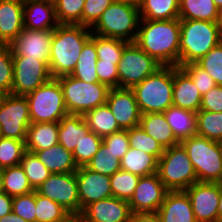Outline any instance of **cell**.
I'll list each match as a JSON object with an SVG mask.
<instances>
[{
    "instance_id": "6da1fadb",
    "label": "cell",
    "mask_w": 222,
    "mask_h": 222,
    "mask_svg": "<svg viewBox=\"0 0 222 222\" xmlns=\"http://www.w3.org/2000/svg\"><path fill=\"white\" fill-rule=\"evenodd\" d=\"M134 43L161 66L179 67L180 19H140Z\"/></svg>"
},
{
    "instance_id": "7a4b0ae2",
    "label": "cell",
    "mask_w": 222,
    "mask_h": 222,
    "mask_svg": "<svg viewBox=\"0 0 222 222\" xmlns=\"http://www.w3.org/2000/svg\"><path fill=\"white\" fill-rule=\"evenodd\" d=\"M89 27L59 24L52 36L49 70L52 78L71 75L85 43L91 38Z\"/></svg>"
},
{
    "instance_id": "3957f363",
    "label": "cell",
    "mask_w": 222,
    "mask_h": 222,
    "mask_svg": "<svg viewBox=\"0 0 222 222\" xmlns=\"http://www.w3.org/2000/svg\"><path fill=\"white\" fill-rule=\"evenodd\" d=\"M222 42V30L216 22L180 20L179 67L197 62Z\"/></svg>"
},
{
    "instance_id": "277c9868",
    "label": "cell",
    "mask_w": 222,
    "mask_h": 222,
    "mask_svg": "<svg viewBox=\"0 0 222 222\" xmlns=\"http://www.w3.org/2000/svg\"><path fill=\"white\" fill-rule=\"evenodd\" d=\"M174 66H162L132 88L141 114L164 112L173 105Z\"/></svg>"
},
{
    "instance_id": "5b68a950",
    "label": "cell",
    "mask_w": 222,
    "mask_h": 222,
    "mask_svg": "<svg viewBox=\"0 0 222 222\" xmlns=\"http://www.w3.org/2000/svg\"><path fill=\"white\" fill-rule=\"evenodd\" d=\"M140 19L138 7L114 0L90 30L99 36L133 43L137 37Z\"/></svg>"
},
{
    "instance_id": "8992f818",
    "label": "cell",
    "mask_w": 222,
    "mask_h": 222,
    "mask_svg": "<svg viewBox=\"0 0 222 222\" xmlns=\"http://www.w3.org/2000/svg\"><path fill=\"white\" fill-rule=\"evenodd\" d=\"M200 182L222 183V143L199 135L181 142Z\"/></svg>"
},
{
    "instance_id": "52a82bcc",
    "label": "cell",
    "mask_w": 222,
    "mask_h": 222,
    "mask_svg": "<svg viewBox=\"0 0 222 222\" xmlns=\"http://www.w3.org/2000/svg\"><path fill=\"white\" fill-rule=\"evenodd\" d=\"M61 85L68 114L85 115L88 111L106 104L109 88L100 83H86L71 75L56 78Z\"/></svg>"
},
{
    "instance_id": "ba28073f",
    "label": "cell",
    "mask_w": 222,
    "mask_h": 222,
    "mask_svg": "<svg viewBox=\"0 0 222 222\" xmlns=\"http://www.w3.org/2000/svg\"><path fill=\"white\" fill-rule=\"evenodd\" d=\"M157 173L169 191L185 190L198 181L187 151L181 143L164 150L158 159Z\"/></svg>"
},
{
    "instance_id": "9c48e42d",
    "label": "cell",
    "mask_w": 222,
    "mask_h": 222,
    "mask_svg": "<svg viewBox=\"0 0 222 222\" xmlns=\"http://www.w3.org/2000/svg\"><path fill=\"white\" fill-rule=\"evenodd\" d=\"M31 123L59 122L68 115L59 81L52 78L25 96Z\"/></svg>"
},
{
    "instance_id": "30bf717a",
    "label": "cell",
    "mask_w": 222,
    "mask_h": 222,
    "mask_svg": "<svg viewBox=\"0 0 222 222\" xmlns=\"http://www.w3.org/2000/svg\"><path fill=\"white\" fill-rule=\"evenodd\" d=\"M118 87L132 89L162 66L134 42L122 52L118 63Z\"/></svg>"
},
{
    "instance_id": "8fae6325",
    "label": "cell",
    "mask_w": 222,
    "mask_h": 222,
    "mask_svg": "<svg viewBox=\"0 0 222 222\" xmlns=\"http://www.w3.org/2000/svg\"><path fill=\"white\" fill-rule=\"evenodd\" d=\"M30 124L27 98L7 94L0 106V136L26 140Z\"/></svg>"
},
{
    "instance_id": "7c38bea8",
    "label": "cell",
    "mask_w": 222,
    "mask_h": 222,
    "mask_svg": "<svg viewBox=\"0 0 222 222\" xmlns=\"http://www.w3.org/2000/svg\"><path fill=\"white\" fill-rule=\"evenodd\" d=\"M35 191L57 202L71 215H80L76 172L51 173Z\"/></svg>"
},
{
    "instance_id": "4fadbf2b",
    "label": "cell",
    "mask_w": 222,
    "mask_h": 222,
    "mask_svg": "<svg viewBox=\"0 0 222 222\" xmlns=\"http://www.w3.org/2000/svg\"><path fill=\"white\" fill-rule=\"evenodd\" d=\"M13 58V83L11 94L26 96L52 79L49 64L35 58Z\"/></svg>"
},
{
    "instance_id": "5bb4252c",
    "label": "cell",
    "mask_w": 222,
    "mask_h": 222,
    "mask_svg": "<svg viewBox=\"0 0 222 222\" xmlns=\"http://www.w3.org/2000/svg\"><path fill=\"white\" fill-rule=\"evenodd\" d=\"M184 191L190 199L197 222H218L221 183L197 181Z\"/></svg>"
},
{
    "instance_id": "9a60e30c",
    "label": "cell",
    "mask_w": 222,
    "mask_h": 222,
    "mask_svg": "<svg viewBox=\"0 0 222 222\" xmlns=\"http://www.w3.org/2000/svg\"><path fill=\"white\" fill-rule=\"evenodd\" d=\"M54 30H29L23 28L10 44L12 57L35 58L49 64Z\"/></svg>"
},
{
    "instance_id": "2e32d148",
    "label": "cell",
    "mask_w": 222,
    "mask_h": 222,
    "mask_svg": "<svg viewBox=\"0 0 222 222\" xmlns=\"http://www.w3.org/2000/svg\"><path fill=\"white\" fill-rule=\"evenodd\" d=\"M169 190L158 173L140 177L133 197L129 201L134 213L157 212Z\"/></svg>"
},
{
    "instance_id": "e0dca14e",
    "label": "cell",
    "mask_w": 222,
    "mask_h": 222,
    "mask_svg": "<svg viewBox=\"0 0 222 222\" xmlns=\"http://www.w3.org/2000/svg\"><path fill=\"white\" fill-rule=\"evenodd\" d=\"M106 104L122 130L140 124L142 114L132 89L120 87L109 89Z\"/></svg>"
},
{
    "instance_id": "ac0fdd59",
    "label": "cell",
    "mask_w": 222,
    "mask_h": 222,
    "mask_svg": "<svg viewBox=\"0 0 222 222\" xmlns=\"http://www.w3.org/2000/svg\"><path fill=\"white\" fill-rule=\"evenodd\" d=\"M76 179L80 200V214L90 203L113 197L110 176L108 175L94 172L84 166L79 167L76 171Z\"/></svg>"
},
{
    "instance_id": "d6986e66",
    "label": "cell",
    "mask_w": 222,
    "mask_h": 222,
    "mask_svg": "<svg viewBox=\"0 0 222 222\" xmlns=\"http://www.w3.org/2000/svg\"><path fill=\"white\" fill-rule=\"evenodd\" d=\"M131 214L129 201L108 197L87 205L80 216L85 222H129Z\"/></svg>"
},
{
    "instance_id": "ffe728a7",
    "label": "cell",
    "mask_w": 222,
    "mask_h": 222,
    "mask_svg": "<svg viewBox=\"0 0 222 222\" xmlns=\"http://www.w3.org/2000/svg\"><path fill=\"white\" fill-rule=\"evenodd\" d=\"M59 25L54 2L24 0L23 26L29 30H54Z\"/></svg>"
},
{
    "instance_id": "44dd1931",
    "label": "cell",
    "mask_w": 222,
    "mask_h": 222,
    "mask_svg": "<svg viewBox=\"0 0 222 222\" xmlns=\"http://www.w3.org/2000/svg\"><path fill=\"white\" fill-rule=\"evenodd\" d=\"M157 214L161 222H197L184 190L168 191Z\"/></svg>"
},
{
    "instance_id": "7402d4cb",
    "label": "cell",
    "mask_w": 222,
    "mask_h": 222,
    "mask_svg": "<svg viewBox=\"0 0 222 222\" xmlns=\"http://www.w3.org/2000/svg\"><path fill=\"white\" fill-rule=\"evenodd\" d=\"M24 0H0V44H10L23 30Z\"/></svg>"
},
{
    "instance_id": "603a6c76",
    "label": "cell",
    "mask_w": 222,
    "mask_h": 222,
    "mask_svg": "<svg viewBox=\"0 0 222 222\" xmlns=\"http://www.w3.org/2000/svg\"><path fill=\"white\" fill-rule=\"evenodd\" d=\"M201 98L191 78L180 67L174 66L173 105L197 113Z\"/></svg>"
},
{
    "instance_id": "cb8c5ba5",
    "label": "cell",
    "mask_w": 222,
    "mask_h": 222,
    "mask_svg": "<svg viewBox=\"0 0 222 222\" xmlns=\"http://www.w3.org/2000/svg\"><path fill=\"white\" fill-rule=\"evenodd\" d=\"M90 131L83 115L68 114L59 121L58 143L73 152L76 145Z\"/></svg>"
},
{
    "instance_id": "d4e9b609",
    "label": "cell",
    "mask_w": 222,
    "mask_h": 222,
    "mask_svg": "<svg viewBox=\"0 0 222 222\" xmlns=\"http://www.w3.org/2000/svg\"><path fill=\"white\" fill-rule=\"evenodd\" d=\"M163 113L175 139L179 143L196 135L197 123L195 112L172 105Z\"/></svg>"
},
{
    "instance_id": "484cf974",
    "label": "cell",
    "mask_w": 222,
    "mask_h": 222,
    "mask_svg": "<svg viewBox=\"0 0 222 222\" xmlns=\"http://www.w3.org/2000/svg\"><path fill=\"white\" fill-rule=\"evenodd\" d=\"M32 153L38 157L51 173H70L78 170L72 152L59 143L45 150Z\"/></svg>"
},
{
    "instance_id": "4316f807",
    "label": "cell",
    "mask_w": 222,
    "mask_h": 222,
    "mask_svg": "<svg viewBox=\"0 0 222 222\" xmlns=\"http://www.w3.org/2000/svg\"><path fill=\"white\" fill-rule=\"evenodd\" d=\"M59 122L31 123L25 141L26 151L45 150L58 144Z\"/></svg>"
},
{
    "instance_id": "83f0119b",
    "label": "cell",
    "mask_w": 222,
    "mask_h": 222,
    "mask_svg": "<svg viewBox=\"0 0 222 222\" xmlns=\"http://www.w3.org/2000/svg\"><path fill=\"white\" fill-rule=\"evenodd\" d=\"M139 125L149 136L158 141L164 149L179 144L163 112L142 114Z\"/></svg>"
},
{
    "instance_id": "f1b7e54d",
    "label": "cell",
    "mask_w": 222,
    "mask_h": 222,
    "mask_svg": "<svg viewBox=\"0 0 222 222\" xmlns=\"http://www.w3.org/2000/svg\"><path fill=\"white\" fill-rule=\"evenodd\" d=\"M121 170L131 172L132 174L148 176L157 173L158 159L145 151L130 147L120 160Z\"/></svg>"
},
{
    "instance_id": "f546056e",
    "label": "cell",
    "mask_w": 222,
    "mask_h": 222,
    "mask_svg": "<svg viewBox=\"0 0 222 222\" xmlns=\"http://www.w3.org/2000/svg\"><path fill=\"white\" fill-rule=\"evenodd\" d=\"M98 55L95 48V34L85 43L71 76L86 83L99 82L96 72Z\"/></svg>"
},
{
    "instance_id": "4dcf8cb0",
    "label": "cell",
    "mask_w": 222,
    "mask_h": 222,
    "mask_svg": "<svg viewBox=\"0 0 222 222\" xmlns=\"http://www.w3.org/2000/svg\"><path fill=\"white\" fill-rule=\"evenodd\" d=\"M84 119L90 130L101 138L122 130L107 104L88 111Z\"/></svg>"
},
{
    "instance_id": "1f68e13d",
    "label": "cell",
    "mask_w": 222,
    "mask_h": 222,
    "mask_svg": "<svg viewBox=\"0 0 222 222\" xmlns=\"http://www.w3.org/2000/svg\"><path fill=\"white\" fill-rule=\"evenodd\" d=\"M218 8L213 0H179L180 20L216 22Z\"/></svg>"
},
{
    "instance_id": "d6a6232c",
    "label": "cell",
    "mask_w": 222,
    "mask_h": 222,
    "mask_svg": "<svg viewBox=\"0 0 222 222\" xmlns=\"http://www.w3.org/2000/svg\"><path fill=\"white\" fill-rule=\"evenodd\" d=\"M138 8L141 19H179V0H143Z\"/></svg>"
},
{
    "instance_id": "836d02e7",
    "label": "cell",
    "mask_w": 222,
    "mask_h": 222,
    "mask_svg": "<svg viewBox=\"0 0 222 222\" xmlns=\"http://www.w3.org/2000/svg\"><path fill=\"white\" fill-rule=\"evenodd\" d=\"M3 192L11 197L33 192L27 176L20 165L0 170Z\"/></svg>"
},
{
    "instance_id": "e575fe53",
    "label": "cell",
    "mask_w": 222,
    "mask_h": 222,
    "mask_svg": "<svg viewBox=\"0 0 222 222\" xmlns=\"http://www.w3.org/2000/svg\"><path fill=\"white\" fill-rule=\"evenodd\" d=\"M196 135L222 143V112L199 110L196 113Z\"/></svg>"
},
{
    "instance_id": "d590c367",
    "label": "cell",
    "mask_w": 222,
    "mask_h": 222,
    "mask_svg": "<svg viewBox=\"0 0 222 222\" xmlns=\"http://www.w3.org/2000/svg\"><path fill=\"white\" fill-rule=\"evenodd\" d=\"M36 222H64L71 214L57 202L36 192Z\"/></svg>"
},
{
    "instance_id": "8d00e7d4",
    "label": "cell",
    "mask_w": 222,
    "mask_h": 222,
    "mask_svg": "<svg viewBox=\"0 0 222 222\" xmlns=\"http://www.w3.org/2000/svg\"><path fill=\"white\" fill-rule=\"evenodd\" d=\"M86 167L94 172L112 176L121 169L120 159L103 142Z\"/></svg>"
},
{
    "instance_id": "74e56055",
    "label": "cell",
    "mask_w": 222,
    "mask_h": 222,
    "mask_svg": "<svg viewBox=\"0 0 222 222\" xmlns=\"http://www.w3.org/2000/svg\"><path fill=\"white\" fill-rule=\"evenodd\" d=\"M25 141L0 136V170L20 165L26 152Z\"/></svg>"
},
{
    "instance_id": "f35d334b",
    "label": "cell",
    "mask_w": 222,
    "mask_h": 222,
    "mask_svg": "<svg viewBox=\"0 0 222 222\" xmlns=\"http://www.w3.org/2000/svg\"><path fill=\"white\" fill-rule=\"evenodd\" d=\"M20 166L34 191L51 175V172L32 152L26 151L24 153Z\"/></svg>"
},
{
    "instance_id": "ab89813d",
    "label": "cell",
    "mask_w": 222,
    "mask_h": 222,
    "mask_svg": "<svg viewBox=\"0 0 222 222\" xmlns=\"http://www.w3.org/2000/svg\"><path fill=\"white\" fill-rule=\"evenodd\" d=\"M139 179L140 176L121 169L114 173L110 176V186L113 197L130 201L134 195Z\"/></svg>"
},
{
    "instance_id": "60d3db41",
    "label": "cell",
    "mask_w": 222,
    "mask_h": 222,
    "mask_svg": "<svg viewBox=\"0 0 222 222\" xmlns=\"http://www.w3.org/2000/svg\"><path fill=\"white\" fill-rule=\"evenodd\" d=\"M128 44V42L120 39L103 37L95 34V48L98 60H102V62L118 64L121 59L123 49Z\"/></svg>"
},
{
    "instance_id": "b9f144b4",
    "label": "cell",
    "mask_w": 222,
    "mask_h": 222,
    "mask_svg": "<svg viewBox=\"0 0 222 222\" xmlns=\"http://www.w3.org/2000/svg\"><path fill=\"white\" fill-rule=\"evenodd\" d=\"M85 0H55V14L59 24L82 25Z\"/></svg>"
},
{
    "instance_id": "7bdbcfd3",
    "label": "cell",
    "mask_w": 222,
    "mask_h": 222,
    "mask_svg": "<svg viewBox=\"0 0 222 222\" xmlns=\"http://www.w3.org/2000/svg\"><path fill=\"white\" fill-rule=\"evenodd\" d=\"M129 145L140 151H145L159 159L164 153L163 146L154 138L149 136L140 125L128 129Z\"/></svg>"
},
{
    "instance_id": "ee69618b",
    "label": "cell",
    "mask_w": 222,
    "mask_h": 222,
    "mask_svg": "<svg viewBox=\"0 0 222 222\" xmlns=\"http://www.w3.org/2000/svg\"><path fill=\"white\" fill-rule=\"evenodd\" d=\"M101 144L102 138L92 131L84 136L72 152L77 167L86 166L96 154Z\"/></svg>"
},
{
    "instance_id": "f6af8a7d",
    "label": "cell",
    "mask_w": 222,
    "mask_h": 222,
    "mask_svg": "<svg viewBox=\"0 0 222 222\" xmlns=\"http://www.w3.org/2000/svg\"><path fill=\"white\" fill-rule=\"evenodd\" d=\"M196 63L211 76L216 85L222 86V42L214 46Z\"/></svg>"
},
{
    "instance_id": "bcb514c9",
    "label": "cell",
    "mask_w": 222,
    "mask_h": 222,
    "mask_svg": "<svg viewBox=\"0 0 222 222\" xmlns=\"http://www.w3.org/2000/svg\"><path fill=\"white\" fill-rule=\"evenodd\" d=\"M13 58L9 44H0V90L7 94L12 92Z\"/></svg>"
},
{
    "instance_id": "7dc6e473",
    "label": "cell",
    "mask_w": 222,
    "mask_h": 222,
    "mask_svg": "<svg viewBox=\"0 0 222 222\" xmlns=\"http://www.w3.org/2000/svg\"><path fill=\"white\" fill-rule=\"evenodd\" d=\"M180 68L191 78L201 96L205 95L211 88L216 86L211 76L196 62L187 63L180 66Z\"/></svg>"
},
{
    "instance_id": "c3c4849f",
    "label": "cell",
    "mask_w": 222,
    "mask_h": 222,
    "mask_svg": "<svg viewBox=\"0 0 222 222\" xmlns=\"http://www.w3.org/2000/svg\"><path fill=\"white\" fill-rule=\"evenodd\" d=\"M36 191L13 197L12 211L27 222H36Z\"/></svg>"
},
{
    "instance_id": "681fc988",
    "label": "cell",
    "mask_w": 222,
    "mask_h": 222,
    "mask_svg": "<svg viewBox=\"0 0 222 222\" xmlns=\"http://www.w3.org/2000/svg\"><path fill=\"white\" fill-rule=\"evenodd\" d=\"M114 0H85L82 25L91 28Z\"/></svg>"
},
{
    "instance_id": "f907efd6",
    "label": "cell",
    "mask_w": 222,
    "mask_h": 222,
    "mask_svg": "<svg viewBox=\"0 0 222 222\" xmlns=\"http://www.w3.org/2000/svg\"><path fill=\"white\" fill-rule=\"evenodd\" d=\"M102 142L108 146L120 160L130 148L128 130H120L112 133L111 135L102 138Z\"/></svg>"
},
{
    "instance_id": "816d5d0a",
    "label": "cell",
    "mask_w": 222,
    "mask_h": 222,
    "mask_svg": "<svg viewBox=\"0 0 222 222\" xmlns=\"http://www.w3.org/2000/svg\"><path fill=\"white\" fill-rule=\"evenodd\" d=\"M96 72L100 83L106 85L109 89L118 87V64L112 62L96 61Z\"/></svg>"
},
{
    "instance_id": "f5cc1de1",
    "label": "cell",
    "mask_w": 222,
    "mask_h": 222,
    "mask_svg": "<svg viewBox=\"0 0 222 222\" xmlns=\"http://www.w3.org/2000/svg\"><path fill=\"white\" fill-rule=\"evenodd\" d=\"M200 110L222 112V86L216 85L202 96Z\"/></svg>"
},
{
    "instance_id": "db71d44e",
    "label": "cell",
    "mask_w": 222,
    "mask_h": 222,
    "mask_svg": "<svg viewBox=\"0 0 222 222\" xmlns=\"http://www.w3.org/2000/svg\"><path fill=\"white\" fill-rule=\"evenodd\" d=\"M129 222H161L157 212H132Z\"/></svg>"
},
{
    "instance_id": "11a10c76",
    "label": "cell",
    "mask_w": 222,
    "mask_h": 222,
    "mask_svg": "<svg viewBox=\"0 0 222 222\" xmlns=\"http://www.w3.org/2000/svg\"><path fill=\"white\" fill-rule=\"evenodd\" d=\"M13 197L5 192L0 193V218L12 212Z\"/></svg>"
},
{
    "instance_id": "9f6ffc18",
    "label": "cell",
    "mask_w": 222,
    "mask_h": 222,
    "mask_svg": "<svg viewBox=\"0 0 222 222\" xmlns=\"http://www.w3.org/2000/svg\"><path fill=\"white\" fill-rule=\"evenodd\" d=\"M0 222H27L24 218L16 215L13 211L0 218Z\"/></svg>"
},
{
    "instance_id": "6f0895ef",
    "label": "cell",
    "mask_w": 222,
    "mask_h": 222,
    "mask_svg": "<svg viewBox=\"0 0 222 222\" xmlns=\"http://www.w3.org/2000/svg\"><path fill=\"white\" fill-rule=\"evenodd\" d=\"M218 222H222V183H221V196L218 204Z\"/></svg>"
},
{
    "instance_id": "680465c9",
    "label": "cell",
    "mask_w": 222,
    "mask_h": 222,
    "mask_svg": "<svg viewBox=\"0 0 222 222\" xmlns=\"http://www.w3.org/2000/svg\"><path fill=\"white\" fill-rule=\"evenodd\" d=\"M64 222H85V220L80 215H71L66 221Z\"/></svg>"
},
{
    "instance_id": "91938a15",
    "label": "cell",
    "mask_w": 222,
    "mask_h": 222,
    "mask_svg": "<svg viewBox=\"0 0 222 222\" xmlns=\"http://www.w3.org/2000/svg\"><path fill=\"white\" fill-rule=\"evenodd\" d=\"M117 1H121L123 3H128V4L134 5L136 7H139L140 4L143 2V0H117Z\"/></svg>"
},
{
    "instance_id": "94428289",
    "label": "cell",
    "mask_w": 222,
    "mask_h": 222,
    "mask_svg": "<svg viewBox=\"0 0 222 222\" xmlns=\"http://www.w3.org/2000/svg\"><path fill=\"white\" fill-rule=\"evenodd\" d=\"M216 23L220 26L222 30V7L218 9V17Z\"/></svg>"
},
{
    "instance_id": "6125c7cd",
    "label": "cell",
    "mask_w": 222,
    "mask_h": 222,
    "mask_svg": "<svg viewBox=\"0 0 222 222\" xmlns=\"http://www.w3.org/2000/svg\"><path fill=\"white\" fill-rule=\"evenodd\" d=\"M7 95V93H5L4 91L0 90V106L5 98V96Z\"/></svg>"
},
{
    "instance_id": "be15d7a7",
    "label": "cell",
    "mask_w": 222,
    "mask_h": 222,
    "mask_svg": "<svg viewBox=\"0 0 222 222\" xmlns=\"http://www.w3.org/2000/svg\"><path fill=\"white\" fill-rule=\"evenodd\" d=\"M214 4L216 5V7L219 9L220 7H222V0H213Z\"/></svg>"
},
{
    "instance_id": "e7e4bbea",
    "label": "cell",
    "mask_w": 222,
    "mask_h": 222,
    "mask_svg": "<svg viewBox=\"0 0 222 222\" xmlns=\"http://www.w3.org/2000/svg\"><path fill=\"white\" fill-rule=\"evenodd\" d=\"M3 192V186H2V177H1V174H0V193Z\"/></svg>"
}]
</instances>
